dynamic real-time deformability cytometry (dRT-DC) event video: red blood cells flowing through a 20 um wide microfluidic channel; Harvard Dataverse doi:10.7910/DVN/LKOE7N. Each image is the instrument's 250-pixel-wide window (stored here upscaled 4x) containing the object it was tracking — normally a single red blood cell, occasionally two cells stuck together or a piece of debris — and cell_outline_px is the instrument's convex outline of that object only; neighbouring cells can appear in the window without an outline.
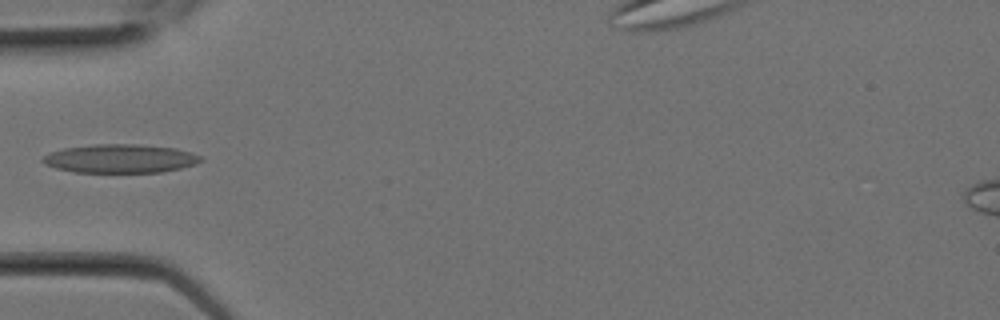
{"species": "Egyptian fruit bat (a non-hibernating species)", "species_latin": "Rousettus aegyptiacus", "temperature_condition": "room temperature", "stored_images_in_passage": 2, "camera_frame_rate_fps": 3000, "um_per_image_px": 0.085, "animal": {"sex": "female"}, "frame": {"image": 1, "passage_image": 1, "time_ms": 0.0, "image_size_px": [1000, 320], "cell_outline_px": [[204, 160], [196, 164], [180, 168], [160, 172], [76, 172], [56, 168], [44, 164], [40, 160], [44, 156], [52, 152], [64, 148], [92, 144], [136, 144], [176, 148], [192, 152], [200, 156]], "centroid_in_image_um": [10.23, 13.47], "position_along_channel_um": 74.8, "area_um2": 26.36}}